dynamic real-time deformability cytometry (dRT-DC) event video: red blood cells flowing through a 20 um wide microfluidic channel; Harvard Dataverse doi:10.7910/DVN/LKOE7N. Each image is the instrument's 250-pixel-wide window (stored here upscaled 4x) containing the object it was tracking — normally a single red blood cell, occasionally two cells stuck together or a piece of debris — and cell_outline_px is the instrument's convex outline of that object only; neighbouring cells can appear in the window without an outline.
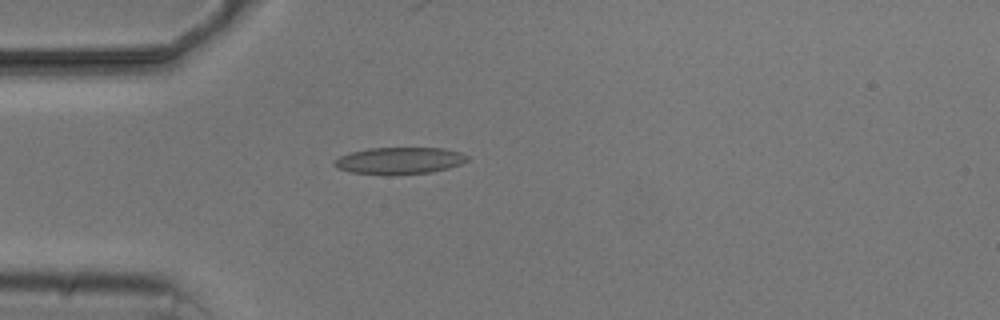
{"species": "common noctule bat (a hibernating species)", "species_latin": "Nyctalus noctula", "temperature_condition": "cold", "stored_images_in_passage": 3, "camera_frame_rate_fps": 3000, "um_per_image_px": 0.085, "animal": {"sex": "male", "body_mass_g": 20.5, "forearm_length_mm": 52.5}, "frame": {"image": 1, "passage_image": 1, "time_ms": 0.0, "image_size_px": [1000, 320], "cell_outline_px": [[472, 156], [468, 160], [460, 164], [448, 168], [432, 172], [352, 172], [336, 168], [332, 164], [340, 156], [348, 152], [368, 148], [444, 148], [460, 152]], "centroid_in_image_um": [34.0, 13.6], "position_along_channel_um": 51.0, "area_um2": 20.06}}
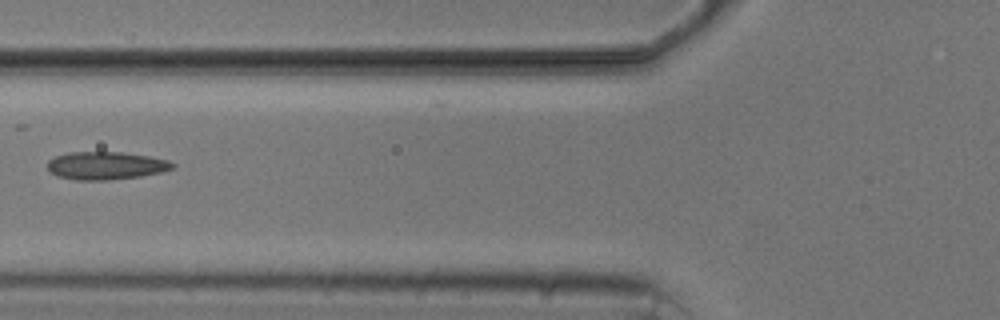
{"frame": {"image": 2, "passage_image": 3, "time_ms": 2.0, "image_size_px": [1000, 320], "cell_outline_px": [[176, 168], [160, 172], [140, 176], [108, 180], [76, 180], [56, 176], [48, 172], [48, 160], [56, 156], [68, 152], [124, 152], [148, 156], [168, 160], [176, 164]], "centroid_in_image_um": [8.99, 14.08], "position_along_channel_um": 116.8, "area_um2": 20.46}}